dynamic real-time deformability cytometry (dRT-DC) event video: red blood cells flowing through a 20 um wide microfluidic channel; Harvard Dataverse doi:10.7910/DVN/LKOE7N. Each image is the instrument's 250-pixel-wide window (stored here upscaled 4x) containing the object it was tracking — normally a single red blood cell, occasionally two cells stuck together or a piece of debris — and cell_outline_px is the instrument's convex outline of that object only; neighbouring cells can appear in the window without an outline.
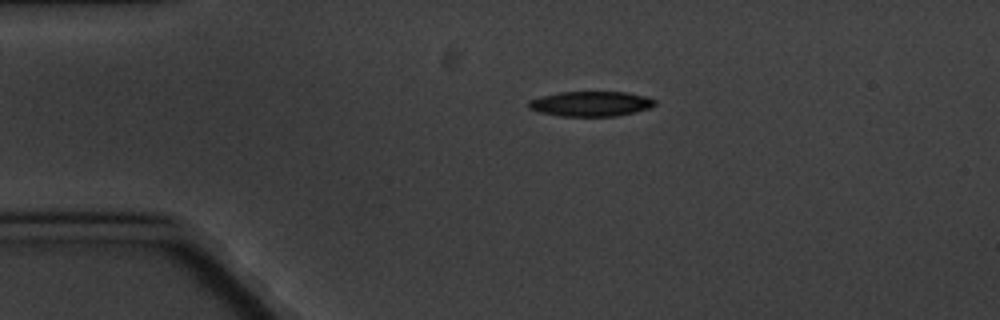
{"species": "common noctule bat (a hibernating species)", "species_latin": "Nyctalus noctula", "temperature_condition": "cold", "stored_images_in_passage": 3, "camera_frame_rate_fps": 3000, "um_per_image_px": 0.085, "animal": {"sex": "male", "body_mass_g": 20.1, "forearm_length_mm": 53.5}, "frame": {"image": 1, "passage_image": 1, "time_ms": 0.0, "image_size_px": [1000, 320], "cell_outline_px": [[656, 104], [648, 108], [636, 112], [616, 116], [560, 116], [540, 112], [528, 108], [528, 100], [540, 96], [560, 92], [628, 92], [644, 96], [656, 100]], "centroid_in_image_um": [50.2, 8.82], "position_along_channel_um": 34.8, "area_um2": 18.44}}
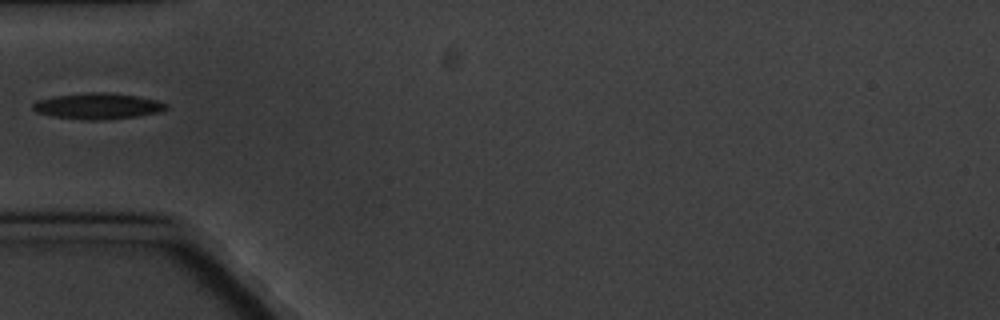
{"frame": {"image": 2, "passage_image": 3, "time_ms": 2.333, "image_size_px": [1000, 320], "cell_outline_px": [[168, 108], [160, 112], [136, 116], [100, 120], [88, 120], [52, 116], [36, 112], [32, 108], [32, 104], [36, 100], [52, 96], [92, 92], [100, 92], [136, 96], [156, 100], [168, 104]], "centroid_in_image_um": [8.28, 9.02], "position_along_channel_um": 76.7, "area_um2": 20.06}}